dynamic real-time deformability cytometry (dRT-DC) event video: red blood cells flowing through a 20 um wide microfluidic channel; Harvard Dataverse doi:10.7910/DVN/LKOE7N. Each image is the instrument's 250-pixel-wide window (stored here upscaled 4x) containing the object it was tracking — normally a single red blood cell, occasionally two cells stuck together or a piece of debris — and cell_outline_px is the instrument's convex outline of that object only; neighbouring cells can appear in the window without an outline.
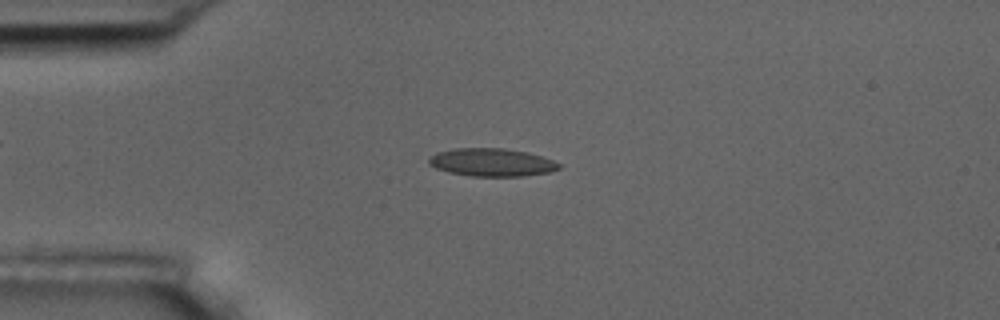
{"species": "common noctule bat (a hibernating species)", "species_latin": "Nyctalus noctula", "temperature_condition": "room temperature", "stored_images_in_passage": 6, "camera_frame_rate_fps": 3000, "um_per_image_px": 0.085, "animal": {"sex": "male", "body_mass_g": 17.5, "forearm_length_mm": 52.3}, "frame": {"image": 1, "passage_image": 3, "time_ms": 2.333, "image_size_px": [1000, 320], "cell_outline_px": [[560, 168], [548, 172], [524, 176], [468, 176], [448, 172], [436, 168], [428, 164], [428, 156], [436, 152], [452, 148], [504, 148], [528, 152], [552, 160], [560, 164]], "centroid_in_image_um": [41.73, 13.79], "position_along_channel_um": 43.3, "area_um2": 21.33}}